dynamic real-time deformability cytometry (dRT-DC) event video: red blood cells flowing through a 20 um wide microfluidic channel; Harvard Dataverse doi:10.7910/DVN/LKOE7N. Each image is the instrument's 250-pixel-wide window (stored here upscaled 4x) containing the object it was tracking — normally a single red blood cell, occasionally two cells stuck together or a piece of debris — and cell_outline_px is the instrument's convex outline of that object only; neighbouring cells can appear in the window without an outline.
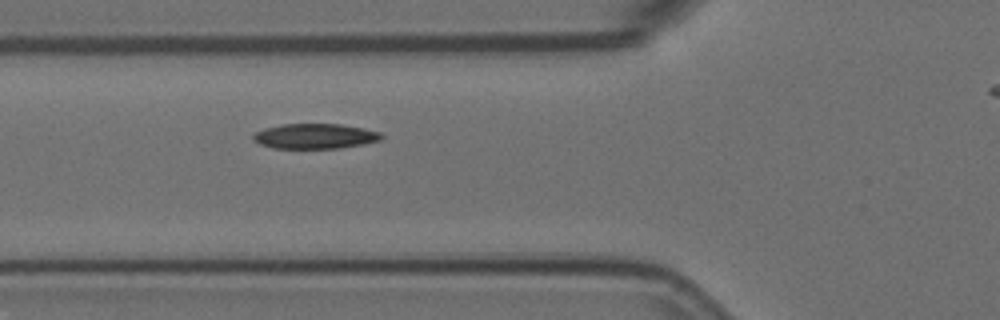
{"species": "Egyptian fruit bat (a non-hibernating species)", "species_latin": "Rousettus aegyptiacus", "temperature_condition": "room temperature", "stored_images_in_passage": 3, "segment_of_instrument_passage": [1, 2], "camera_frame_rate_fps": 3000, "um_per_image_px": 0.085, "animal": {"sex": "female"}, "frame": {"image": 1, "passage_image": 2, "time_ms": 0.333, "image_size_px": [1000, 320], "cell_outline_px": [[384, 136], [380, 140], [364, 144], [340, 148], [272, 148], [260, 144], [252, 140], [252, 136], [256, 132], [264, 128], [284, 124], [340, 124], [364, 128], [380, 132]], "centroid_in_image_um": [26.78, 11.57], "position_along_channel_um": 99.0, "area_um2": 18.79}}